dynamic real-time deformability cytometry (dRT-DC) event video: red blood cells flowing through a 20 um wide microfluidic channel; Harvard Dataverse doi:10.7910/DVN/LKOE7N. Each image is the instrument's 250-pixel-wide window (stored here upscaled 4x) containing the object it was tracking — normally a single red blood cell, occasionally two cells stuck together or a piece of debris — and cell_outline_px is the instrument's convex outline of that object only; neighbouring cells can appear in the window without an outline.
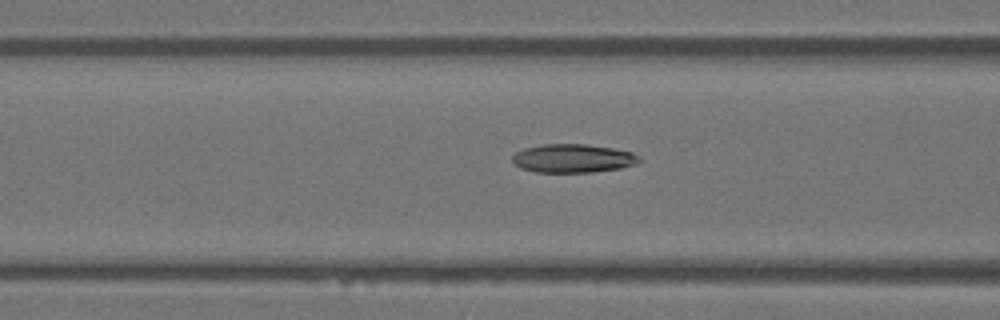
{"species": "Egyptian fruit bat (a non-hibernating species)", "species_latin": "Rousettus aegyptiacus", "temperature_condition": "warm", "stored_images_in_passage": 45, "camera_frame_rate_fps": 3000, "um_per_image_px": 0.085, "animal": {"sex": "female"}, "frame": {"image": 1, "passage_image": 16, "time_ms": 5.0, "image_size_px": [1000, 320], "cell_outline_px": [[640, 160], [636, 164], [620, 168], [592, 172], [536, 172], [520, 168], [512, 160], [512, 156], [516, 152], [524, 148], [544, 144], [584, 144], [612, 148], [632, 152], [640, 156]], "centroid_in_image_um": [48.7, 13.46], "position_along_channel_um": 117.9, "area_um2": 21.04}}
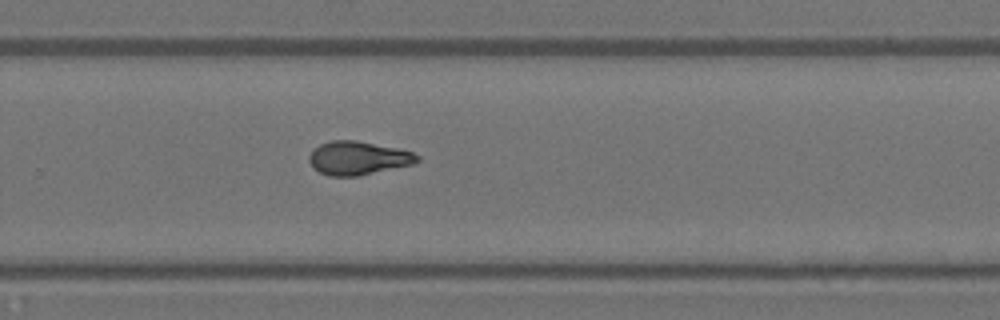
{"frame": {"image": 2, "passage_image": 29, "time_ms": 9.333, "image_size_px": [1000, 320], "cell_outline_px": [[420, 160], [412, 164], [356, 176], [328, 176], [312, 168], [308, 160], [308, 156], [320, 144], [332, 140], [356, 140], [396, 148], [412, 152], [420, 156]], "centroid_in_image_um": [30.4, 13.43], "position_along_channel_um": 299.4, "area_um2": 20.92}}
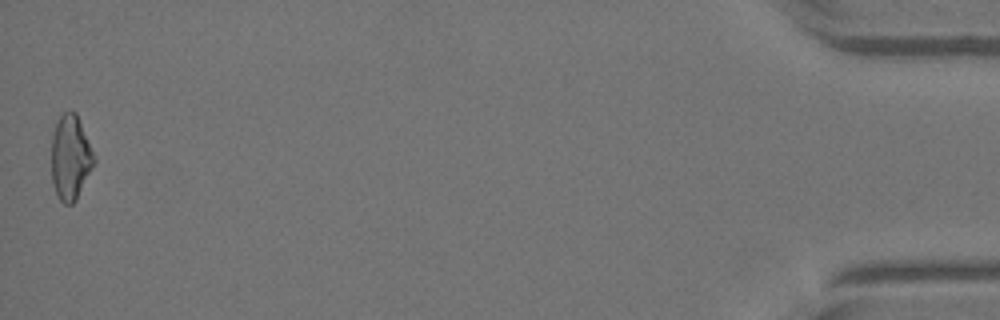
{"frame": {"image": 3, "passage_image": 45, "time_ms": 14.667, "image_size_px": [1000, 320], "cell_outline_px": [[96, 160], [76, 200], [72, 204], [64, 204], [60, 200], [52, 184], [52, 136], [56, 124], [60, 116], [64, 112], [76, 112]], "centroid_in_image_um": [5.98, 13.41], "position_along_channel_um": 429.2, "area_um2": 20.69}}